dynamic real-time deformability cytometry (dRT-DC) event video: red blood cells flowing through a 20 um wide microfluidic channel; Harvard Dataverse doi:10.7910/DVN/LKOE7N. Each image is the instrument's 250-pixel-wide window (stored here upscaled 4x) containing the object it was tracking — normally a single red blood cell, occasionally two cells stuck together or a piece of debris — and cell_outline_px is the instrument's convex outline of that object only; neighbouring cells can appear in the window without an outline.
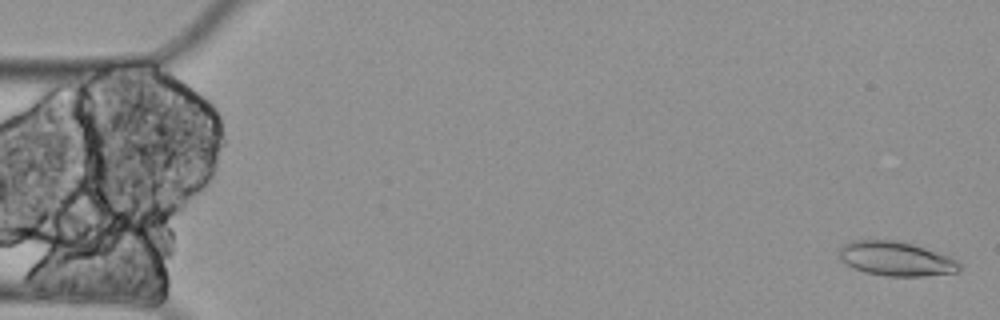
{"species": "Egyptian fruit bat (a non-hibernating species)", "species_latin": "Rousettus aegyptiacus", "temperature_condition": "cold", "stored_images_in_passage": 24, "camera_frame_rate_fps": 3000, "um_per_image_px": 0.085, "animal": {"sex": "female"}, "frame": {"image": 1, "passage_image": 2, "time_ms": 0.333, "image_size_px": [1000, 320], "cell_outline_px": [[960, 272], [924, 276], [888, 276], [864, 272], [840, 260], [840, 248], [844, 244], [852, 240], [896, 240], [912, 244], [952, 256], [960, 264]], "centroid_in_image_um": [76.21, 21.99], "position_along_channel_um": 8.8, "area_um2": 24.04}}
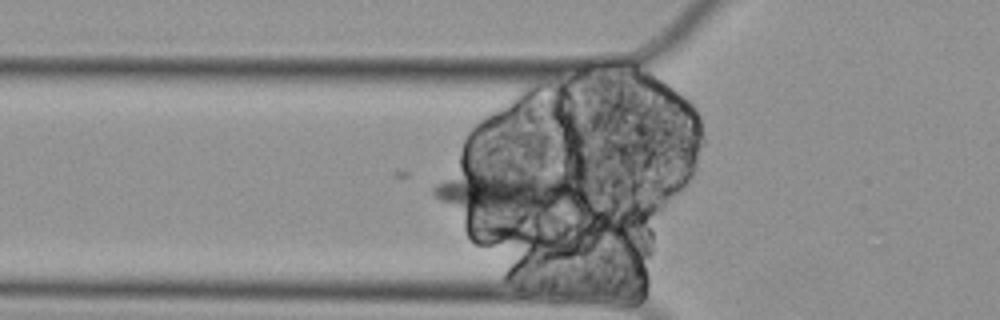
{"frame": {"image": 2, "passage_image": 20, "time_ms": 6.333, "image_size_px": [1000, 320], "cell_outline_px": [[584, 196], [552, 208], [464, 208], [440, 200], [432, 192], [432, 188], [436, 184], [444, 180], [480, 168], [484, 168], [560, 172], [584, 192]], "centroid_in_image_um": [43.14, 16.09], "position_along_channel_um": 82.7, "area_um2": 34.74}}
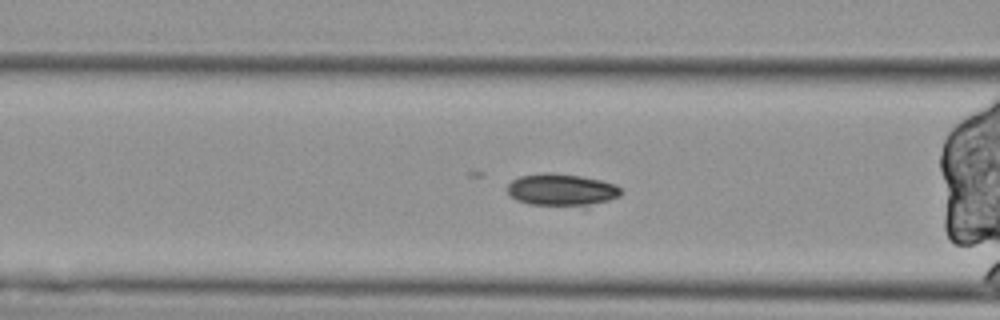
{"frame": {"image": 3, "passage_image": 23, "time_ms": 7.333, "image_size_px": [1000, 320], "cell_outline_px": [[624, 192], [620, 196], [608, 200], [588, 204], [528, 204], [516, 200], [508, 192], [508, 184], [512, 180], [520, 176], [544, 172], [548, 172], [580, 176], [600, 180], [616, 184]], "centroid_in_image_um": [47.72, 16.1], "position_along_channel_um": 118.9, "area_um2": 20.69}}